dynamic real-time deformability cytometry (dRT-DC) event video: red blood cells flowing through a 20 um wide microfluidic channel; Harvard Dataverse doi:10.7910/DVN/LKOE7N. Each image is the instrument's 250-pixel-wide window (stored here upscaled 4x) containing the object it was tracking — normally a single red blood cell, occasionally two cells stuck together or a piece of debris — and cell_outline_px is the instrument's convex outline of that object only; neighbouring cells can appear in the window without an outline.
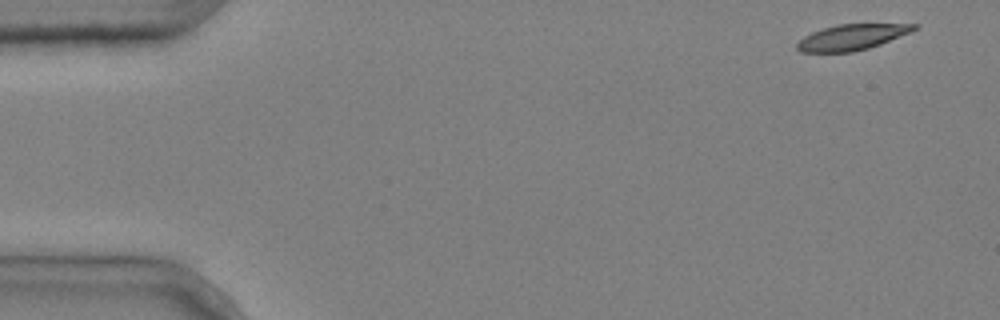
{"species": "common noctule bat (a hibernating species)", "species_latin": "Nyctalus noctula", "temperature_condition": "cold", "stored_images_in_passage": 4, "camera_frame_rate_fps": 3000, "um_per_image_px": 0.085, "animal": {"sex": "male", "body_mass_g": 20.4}, "frame": {"image": 1, "passage_image": 1, "time_ms": 0.0, "image_size_px": [1000, 320], "cell_outline_px": [[920, 28], [912, 32], [880, 44], [868, 48], [852, 52], [800, 52], [796, 48], [796, 44], [804, 36], [812, 32], [836, 24], [920, 24]], "centroid_in_image_um": [72.44, 3.15], "position_along_channel_um": 12.6, "area_um2": 17.57}}
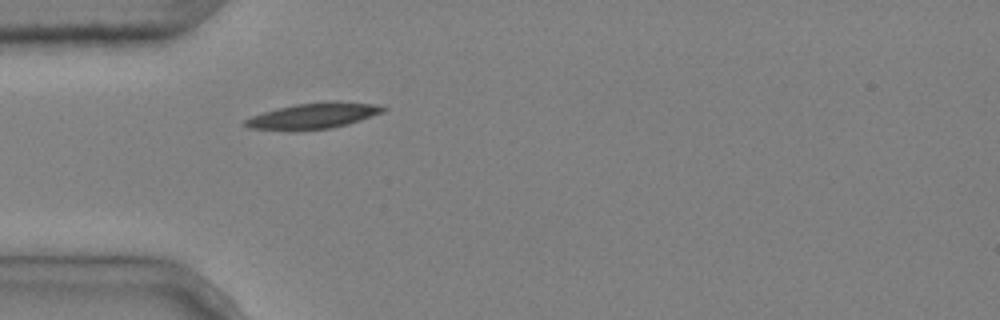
{"frame": {"image": 2, "passage_image": 4, "time_ms": 1.0, "image_size_px": [1000, 320], "cell_outline_px": [[388, 108], [384, 112], [348, 124], [332, 128], [248, 128], [244, 124], [244, 120], [252, 116], [276, 108], [296, 104], [328, 100], [340, 100], [376, 104]], "centroid_in_image_um": [26.76, 9.78], "position_along_channel_um": 58.2, "area_um2": 20.23}}